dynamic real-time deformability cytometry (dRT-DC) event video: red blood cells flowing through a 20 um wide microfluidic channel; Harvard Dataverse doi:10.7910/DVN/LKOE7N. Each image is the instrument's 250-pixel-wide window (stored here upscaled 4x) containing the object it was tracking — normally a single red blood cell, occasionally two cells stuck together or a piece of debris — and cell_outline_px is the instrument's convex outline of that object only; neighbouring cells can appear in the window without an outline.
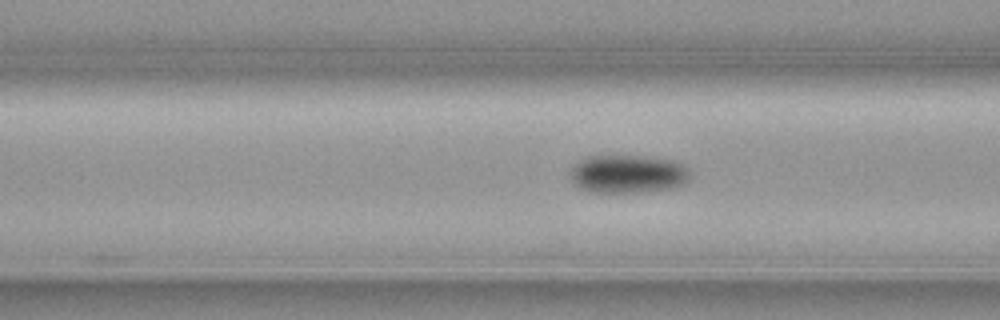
{"species": "common noctule bat (a hibernating species)", "species_latin": "Nyctalus noctula", "temperature_condition": "cold", "stored_images_in_passage": 7, "camera_frame_rate_fps": 3000, "um_per_image_px": 0.085, "animal": {"sex": "female", "body_mass_g": 19.3, "forearm_length_mm": 54.1}, "frame": {"image": 1, "passage_image": 5, "time_ms": 1.333, "image_size_px": [1000, 320], "cell_outline_px": [[688, 180], [684, 184], [672, 188], [644, 192], [592, 192], [580, 188], [572, 180], [568, 172], [572, 164], [584, 156], [640, 156], [672, 160], [688, 168]], "centroid_in_image_um": [53.3, 14.78], "position_along_channel_um": 113.3, "area_um2": 26.82}}
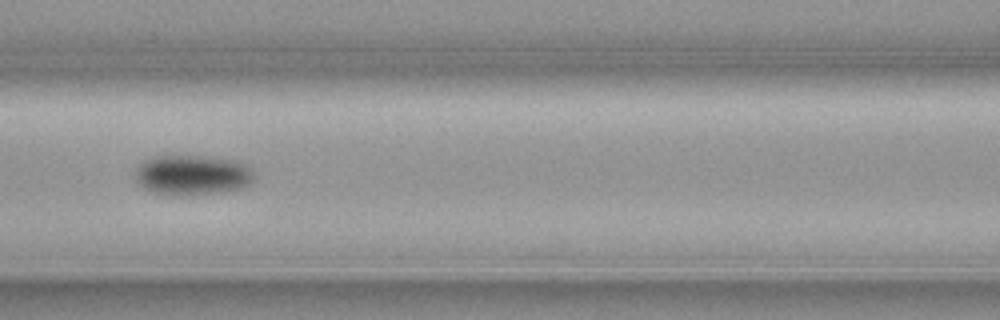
{"frame": {"image": 2, "passage_image": 6, "time_ms": 1.667, "image_size_px": [1000, 320], "cell_outline_px": [[256, 176], [244, 188], [216, 192], [180, 196], [152, 192], [144, 188], [136, 180], [136, 168], [144, 160], [156, 156], [212, 156], [236, 160], [244, 164]], "centroid_in_image_um": [16.35, 14.87], "position_along_channel_um": 150.3, "area_um2": 27.74}}